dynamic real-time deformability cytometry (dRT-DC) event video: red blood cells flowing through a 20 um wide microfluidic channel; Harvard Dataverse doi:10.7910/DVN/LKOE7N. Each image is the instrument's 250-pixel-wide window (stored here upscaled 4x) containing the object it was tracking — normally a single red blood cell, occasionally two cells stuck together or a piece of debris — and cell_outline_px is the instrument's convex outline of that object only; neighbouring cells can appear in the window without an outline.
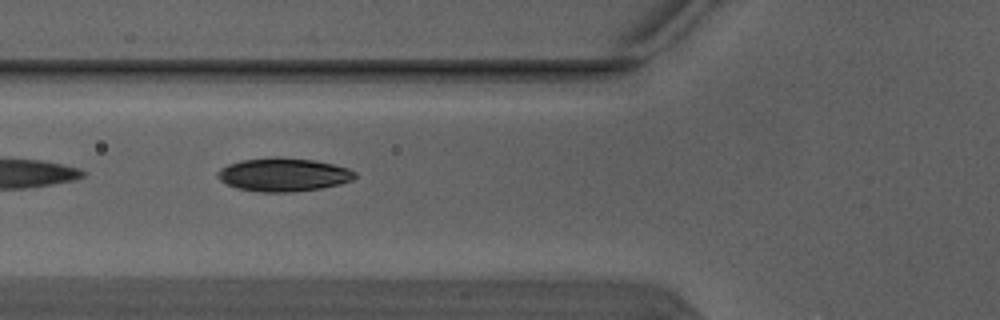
{"species": "Egyptian fruit bat (a non-hibernating species)", "species_latin": "Rousettus aegyptiacus", "temperature_condition": "warm", "stored_images_in_passage": 6, "camera_frame_rate_fps": 3000, "um_per_image_px": 0.085, "animal": {"sex": "male"}, "frame": {"image": 1, "passage_image": 4, "time_ms": 1.0, "image_size_px": [1000, 320], "cell_outline_px": [[356, 176], [352, 180], [340, 184], [320, 188], [292, 192], [264, 192], [240, 188], [228, 184], [220, 180], [216, 176], [216, 172], [220, 168], [228, 164], [240, 160], [276, 156], [316, 160], [348, 168], [356, 172]], "centroid_in_image_um": [24.09, 14.83], "position_along_channel_um": 101.7, "area_um2": 26.76}}
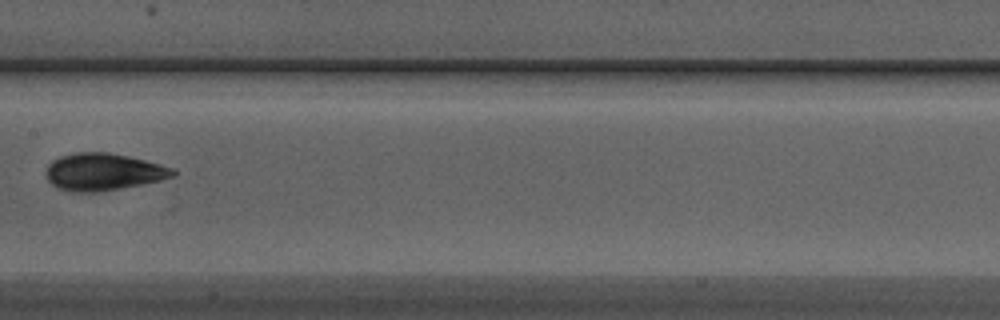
{"frame": {"image": 2, "passage_image": 6, "time_ms": 1.667, "image_size_px": [1000, 320], "cell_outline_px": [[176, 176], [160, 180], [100, 192], [68, 192], [56, 188], [48, 180], [44, 172], [48, 164], [52, 160], [60, 156], [72, 152], [108, 152], [128, 156], [160, 164], [172, 168], [176, 172]], "centroid_in_image_um": [8.72, 14.61], "position_along_channel_um": 198.7, "area_um2": 27.69}}